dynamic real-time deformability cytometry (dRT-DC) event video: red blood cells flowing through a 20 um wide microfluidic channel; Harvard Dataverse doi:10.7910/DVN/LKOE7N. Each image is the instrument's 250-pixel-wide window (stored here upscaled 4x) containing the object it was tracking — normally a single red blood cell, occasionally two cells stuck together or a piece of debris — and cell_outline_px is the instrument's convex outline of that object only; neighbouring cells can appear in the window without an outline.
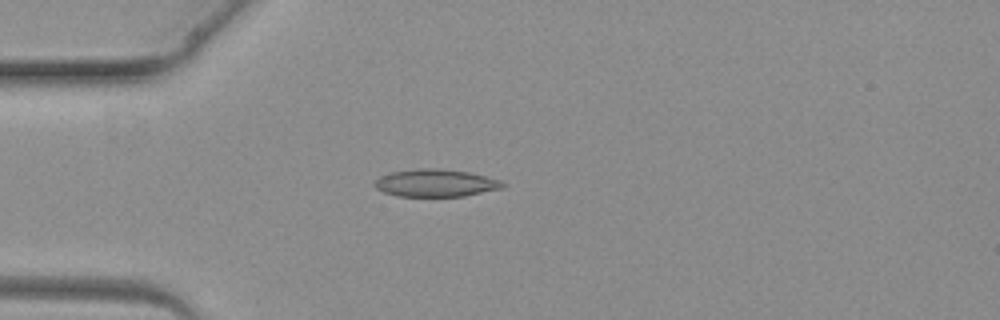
{"species": "common noctule bat (a hibernating species)", "species_latin": "Nyctalus noctula", "temperature_condition": "warm", "stored_images_in_passage": 3, "camera_frame_rate_fps": 3000, "um_per_image_px": 0.085, "animal": {"sex": "female", "body_mass_g": 19.3, "forearm_length_mm": 54.1}, "frame": {"image": 1, "passage_image": 3, "time_ms": 2.667, "image_size_px": [1000, 320], "cell_outline_px": [[504, 188], [464, 196], [396, 196], [384, 192], [376, 188], [372, 184], [380, 176], [388, 172], [420, 168], [440, 168], [468, 172], [500, 180], [504, 184]], "centroid_in_image_um": [36.99, 15.55], "position_along_channel_um": 48.0, "area_um2": 20.58}}